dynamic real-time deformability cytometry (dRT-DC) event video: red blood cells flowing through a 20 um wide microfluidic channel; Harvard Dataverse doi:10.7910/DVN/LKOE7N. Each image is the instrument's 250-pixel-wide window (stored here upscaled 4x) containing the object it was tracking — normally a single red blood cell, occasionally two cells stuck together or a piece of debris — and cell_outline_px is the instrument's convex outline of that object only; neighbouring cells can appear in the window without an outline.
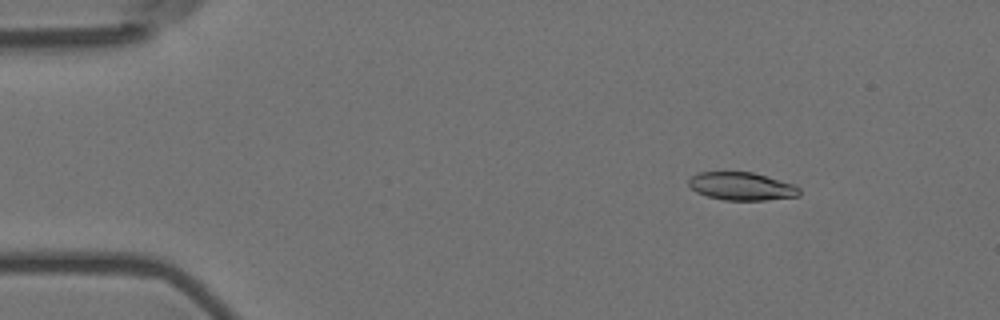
{"species": "Egyptian fruit bat (a non-hibernating species)", "species_latin": "Rousettus aegyptiacus", "temperature_condition": "room temperature", "stored_images_in_passage": 5, "camera_frame_rate_fps": 3000, "um_per_image_px": 0.085, "animal": {"sex": "female"}, "frame": {"image": 1, "passage_image": 3, "time_ms": 0.667, "image_size_px": [1000, 320], "cell_outline_px": [[800, 196], [764, 200], [724, 200], [708, 196], [696, 192], [688, 184], [688, 180], [692, 176], [700, 172], [752, 172], [792, 184], [800, 188]], "centroid_in_image_um": [63.03, 15.84], "position_along_channel_um": 22.0, "area_um2": 17.86}}